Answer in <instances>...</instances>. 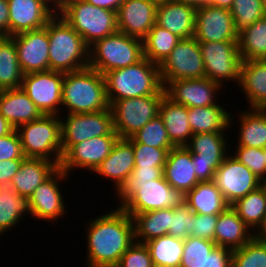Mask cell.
I'll return each mask as SVG.
<instances>
[{
	"label": "cell",
	"instance_id": "6da1fadb",
	"mask_svg": "<svg viewBox=\"0 0 266 267\" xmlns=\"http://www.w3.org/2000/svg\"><path fill=\"white\" fill-rule=\"evenodd\" d=\"M89 222L88 267H116L135 242L132 217L120 206Z\"/></svg>",
	"mask_w": 266,
	"mask_h": 267
},
{
	"label": "cell",
	"instance_id": "7a4b0ae2",
	"mask_svg": "<svg viewBox=\"0 0 266 267\" xmlns=\"http://www.w3.org/2000/svg\"><path fill=\"white\" fill-rule=\"evenodd\" d=\"M109 105L116 100L156 94L162 87L159 65L143 57L136 64L104 74Z\"/></svg>",
	"mask_w": 266,
	"mask_h": 267
},
{
	"label": "cell",
	"instance_id": "3957f363",
	"mask_svg": "<svg viewBox=\"0 0 266 267\" xmlns=\"http://www.w3.org/2000/svg\"><path fill=\"white\" fill-rule=\"evenodd\" d=\"M45 28L49 38V70L66 73L88 67L89 47L60 15L56 13Z\"/></svg>",
	"mask_w": 266,
	"mask_h": 267
},
{
	"label": "cell",
	"instance_id": "277c9868",
	"mask_svg": "<svg viewBox=\"0 0 266 267\" xmlns=\"http://www.w3.org/2000/svg\"><path fill=\"white\" fill-rule=\"evenodd\" d=\"M62 105L68 108L69 114L108 109L104 75L90 67L66 72L62 84Z\"/></svg>",
	"mask_w": 266,
	"mask_h": 267
},
{
	"label": "cell",
	"instance_id": "5b68a950",
	"mask_svg": "<svg viewBox=\"0 0 266 267\" xmlns=\"http://www.w3.org/2000/svg\"><path fill=\"white\" fill-rule=\"evenodd\" d=\"M117 193L122 200L120 207L127 214L172 208L181 204L185 197L173 189L163 176L146 183H136L129 176Z\"/></svg>",
	"mask_w": 266,
	"mask_h": 267
},
{
	"label": "cell",
	"instance_id": "8992f818",
	"mask_svg": "<svg viewBox=\"0 0 266 267\" xmlns=\"http://www.w3.org/2000/svg\"><path fill=\"white\" fill-rule=\"evenodd\" d=\"M59 11L89 48L96 41L118 31L117 12L94 6L85 0H63Z\"/></svg>",
	"mask_w": 266,
	"mask_h": 267
},
{
	"label": "cell",
	"instance_id": "52a82bcc",
	"mask_svg": "<svg viewBox=\"0 0 266 267\" xmlns=\"http://www.w3.org/2000/svg\"><path fill=\"white\" fill-rule=\"evenodd\" d=\"M61 120L58 115H42L16 129L26 158L47 159L60 167L63 158Z\"/></svg>",
	"mask_w": 266,
	"mask_h": 267
},
{
	"label": "cell",
	"instance_id": "ba28073f",
	"mask_svg": "<svg viewBox=\"0 0 266 267\" xmlns=\"http://www.w3.org/2000/svg\"><path fill=\"white\" fill-rule=\"evenodd\" d=\"M142 58L143 40L117 31L91 45L88 67L104 75L108 71L136 64Z\"/></svg>",
	"mask_w": 266,
	"mask_h": 267
},
{
	"label": "cell",
	"instance_id": "9c48e42d",
	"mask_svg": "<svg viewBox=\"0 0 266 267\" xmlns=\"http://www.w3.org/2000/svg\"><path fill=\"white\" fill-rule=\"evenodd\" d=\"M164 87L156 94L114 101L110 108L113 114L114 130L119 138H130L151 119L159 114Z\"/></svg>",
	"mask_w": 266,
	"mask_h": 267
},
{
	"label": "cell",
	"instance_id": "30bf717a",
	"mask_svg": "<svg viewBox=\"0 0 266 267\" xmlns=\"http://www.w3.org/2000/svg\"><path fill=\"white\" fill-rule=\"evenodd\" d=\"M61 121L62 155L74 144L93 137L118 135L114 130L113 114L108 109L92 113L68 114Z\"/></svg>",
	"mask_w": 266,
	"mask_h": 267
},
{
	"label": "cell",
	"instance_id": "8fae6325",
	"mask_svg": "<svg viewBox=\"0 0 266 267\" xmlns=\"http://www.w3.org/2000/svg\"><path fill=\"white\" fill-rule=\"evenodd\" d=\"M163 87L170 81L205 77V65L198 41L181 39L159 65Z\"/></svg>",
	"mask_w": 266,
	"mask_h": 267
},
{
	"label": "cell",
	"instance_id": "7c38bea8",
	"mask_svg": "<svg viewBox=\"0 0 266 267\" xmlns=\"http://www.w3.org/2000/svg\"><path fill=\"white\" fill-rule=\"evenodd\" d=\"M198 43L205 65L206 78L220 85L221 81L228 79L239 82L242 58L238 41Z\"/></svg>",
	"mask_w": 266,
	"mask_h": 267
},
{
	"label": "cell",
	"instance_id": "4fadbf2b",
	"mask_svg": "<svg viewBox=\"0 0 266 267\" xmlns=\"http://www.w3.org/2000/svg\"><path fill=\"white\" fill-rule=\"evenodd\" d=\"M190 139L186 148L192 154L198 181L213 180L215 171L227 156L224 132L196 133Z\"/></svg>",
	"mask_w": 266,
	"mask_h": 267
},
{
	"label": "cell",
	"instance_id": "5bb4252c",
	"mask_svg": "<svg viewBox=\"0 0 266 267\" xmlns=\"http://www.w3.org/2000/svg\"><path fill=\"white\" fill-rule=\"evenodd\" d=\"M64 72L44 71L23 75L21 89L43 115H57L62 104Z\"/></svg>",
	"mask_w": 266,
	"mask_h": 267
},
{
	"label": "cell",
	"instance_id": "9a60e30c",
	"mask_svg": "<svg viewBox=\"0 0 266 267\" xmlns=\"http://www.w3.org/2000/svg\"><path fill=\"white\" fill-rule=\"evenodd\" d=\"M229 156L227 153L215 171L213 181L231 206L238 199L261 186V180L234 156Z\"/></svg>",
	"mask_w": 266,
	"mask_h": 267
},
{
	"label": "cell",
	"instance_id": "2e32d148",
	"mask_svg": "<svg viewBox=\"0 0 266 267\" xmlns=\"http://www.w3.org/2000/svg\"><path fill=\"white\" fill-rule=\"evenodd\" d=\"M193 37L198 42L238 41L231 10L213 5L198 7Z\"/></svg>",
	"mask_w": 266,
	"mask_h": 267
},
{
	"label": "cell",
	"instance_id": "e0dca14e",
	"mask_svg": "<svg viewBox=\"0 0 266 267\" xmlns=\"http://www.w3.org/2000/svg\"><path fill=\"white\" fill-rule=\"evenodd\" d=\"M23 74L49 71V38L47 29L26 31L11 37Z\"/></svg>",
	"mask_w": 266,
	"mask_h": 267
},
{
	"label": "cell",
	"instance_id": "ac0fdd59",
	"mask_svg": "<svg viewBox=\"0 0 266 267\" xmlns=\"http://www.w3.org/2000/svg\"><path fill=\"white\" fill-rule=\"evenodd\" d=\"M118 138V135H105L74 144L63 155L60 168L66 174L75 167L95 171L110 154Z\"/></svg>",
	"mask_w": 266,
	"mask_h": 267
},
{
	"label": "cell",
	"instance_id": "d6986e66",
	"mask_svg": "<svg viewBox=\"0 0 266 267\" xmlns=\"http://www.w3.org/2000/svg\"><path fill=\"white\" fill-rule=\"evenodd\" d=\"M221 86L203 77L170 81L164 86V90L165 96L174 103L193 108L217 104L214 101L216 99L214 94Z\"/></svg>",
	"mask_w": 266,
	"mask_h": 267
},
{
	"label": "cell",
	"instance_id": "ffe728a7",
	"mask_svg": "<svg viewBox=\"0 0 266 267\" xmlns=\"http://www.w3.org/2000/svg\"><path fill=\"white\" fill-rule=\"evenodd\" d=\"M9 6V37L44 28L55 15L45 0H7ZM54 13V14H53Z\"/></svg>",
	"mask_w": 266,
	"mask_h": 267
},
{
	"label": "cell",
	"instance_id": "44dd1931",
	"mask_svg": "<svg viewBox=\"0 0 266 267\" xmlns=\"http://www.w3.org/2000/svg\"><path fill=\"white\" fill-rule=\"evenodd\" d=\"M153 0H124L117 11V28L128 36L144 39L156 23Z\"/></svg>",
	"mask_w": 266,
	"mask_h": 267
},
{
	"label": "cell",
	"instance_id": "7402d4cb",
	"mask_svg": "<svg viewBox=\"0 0 266 267\" xmlns=\"http://www.w3.org/2000/svg\"><path fill=\"white\" fill-rule=\"evenodd\" d=\"M66 177L67 174L59 167L33 191L28 199L29 213L33 217L51 221L65 214L64 201L57 179L64 180Z\"/></svg>",
	"mask_w": 266,
	"mask_h": 267
},
{
	"label": "cell",
	"instance_id": "603a6c76",
	"mask_svg": "<svg viewBox=\"0 0 266 267\" xmlns=\"http://www.w3.org/2000/svg\"><path fill=\"white\" fill-rule=\"evenodd\" d=\"M194 161L186 146L174 147L167 155L163 167V177L169 185L186 195L197 183Z\"/></svg>",
	"mask_w": 266,
	"mask_h": 267
},
{
	"label": "cell",
	"instance_id": "cb8c5ba5",
	"mask_svg": "<svg viewBox=\"0 0 266 267\" xmlns=\"http://www.w3.org/2000/svg\"><path fill=\"white\" fill-rule=\"evenodd\" d=\"M196 8L177 1L157 4L156 24L180 39L194 36Z\"/></svg>",
	"mask_w": 266,
	"mask_h": 267
},
{
	"label": "cell",
	"instance_id": "d4e9b609",
	"mask_svg": "<svg viewBox=\"0 0 266 267\" xmlns=\"http://www.w3.org/2000/svg\"><path fill=\"white\" fill-rule=\"evenodd\" d=\"M134 164L133 144L127 138H118L110 154L100 163L94 173L112 178L118 191L131 175Z\"/></svg>",
	"mask_w": 266,
	"mask_h": 267
},
{
	"label": "cell",
	"instance_id": "484cf974",
	"mask_svg": "<svg viewBox=\"0 0 266 267\" xmlns=\"http://www.w3.org/2000/svg\"><path fill=\"white\" fill-rule=\"evenodd\" d=\"M58 168L47 159L25 158L10 182L11 188L28 200L33 191Z\"/></svg>",
	"mask_w": 266,
	"mask_h": 267
},
{
	"label": "cell",
	"instance_id": "4316f807",
	"mask_svg": "<svg viewBox=\"0 0 266 267\" xmlns=\"http://www.w3.org/2000/svg\"><path fill=\"white\" fill-rule=\"evenodd\" d=\"M0 114L15 129L43 115L21 88L0 91Z\"/></svg>",
	"mask_w": 266,
	"mask_h": 267
},
{
	"label": "cell",
	"instance_id": "83f0119b",
	"mask_svg": "<svg viewBox=\"0 0 266 267\" xmlns=\"http://www.w3.org/2000/svg\"><path fill=\"white\" fill-rule=\"evenodd\" d=\"M249 231L250 228L238 216L237 212L229 206L218 215L214 242L217 246L233 251L241 248L254 237V234Z\"/></svg>",
	"mask_w": 266,
	"mask_h": 267
},
{
	"label": "cell",
	"instance_id": "f1b7e54d",
	"mask_svg": "<svg viewBox=\"0 0 266 267\" xmlns=\"http://www.w3.org/2000/svg\"><path fill=\"white\" fill-rule=\"evenodd\" d=\"M239 85L251 109H266V60L242 61Z\"/></svg>",
	"mask_w": 266,
	"mask_h": 267
},
{
	"label": "cell",
	"instance_id": "f546056e",
	"mask_svg": "<svg viewBox=\"0 0 266 267\" xmlns=\"http://www.w3.org/2000/svg\"><path fill=\"white\" fill-rule=\"evenodd\" d=\"M168 137L175 147L186 146L193 135L188 122V107L176 104L164 96L159 106Z\"/></svg>",
	"mask_w": 266,
	"mask_h": 267
},
{
	"label": "cell",
	"instance_id": "4dcf8cb0",
	"mask_svg": "<svg viewBox=\"0 0 266 267\" xmlns=\"http://www.w3.org/2000/svg\"><path fill=\"white\" fill-rule=\"evenodd\" d=\"M184 201L194 213L203 215H219L230 206L213 180L197 183Z\"/></svg>",
	"mask_w": 266,
	"mask_h": 267
},
{
	"label": "cell",
	"instance_id": "1f68e13d",
	"mask_svg": "<svg viewBox=\"0 0 266 267\" xmlns=\"http://www.w3.org/2000/svg\"><path fill=\"white\" fill-rule=\"evenodd\" d=\"M129 215L132 217L135 239L141 238L135 240L136 242L146 243L151 239L168 235L171 208Z\"/></svg>",
	"mask_w": 266,
	"mask_h": 267
},
{
	"label": "cell",
	"instance_id": "d6a6232c",
	"mask_svg": "<svg viewBox=\"0 0 266 267\" xmlns=\"http://www.w3.org/2000/svg\"><path fill=\"white\" fill-rule=\"evenodd\" d=\"M230 114L219 104L188 108V122L193 134L224 132L230 127Z\"/></svg>",
	"mask_w": 266,
	"mask_h": 267
},
{
	"label": "cell",
	"instance_id": "836d02e7",
	"mask_svg": "<svg viewBox=\"0 0 266 267\" xmlns=\"http://www.w3.org/2000/svg\"><path fill=\"white\" fill-rule=\"evenodd\" d=\"M23 75L16 44L11 37L5 36L0 41V91L21 88Z\"/></svg>",
	"mask_w": 266,
	"mask_h": 267
},
{
	"label": "cell",
	"instance_id": "e575fe53",
	"mask_svg": "<svg viewBox=\"0 0 266 267\" xmlns=\"http://www.w3.org/2000/svg\"><path fill=\"white\" fill-rule=\"evenodd\" d=\"M241 114L238 146L266 147V109L253 108Z\"/></svg>",
	"mask_w": 266,
	"mask_h": 267
},
{
	"label": "cell",
	"instance_id": "d590c367",
	"mask_svg": "<svg viewBox=\"0 0 266 267\" xmlns=\"http://www.w3.org/2000/svg\"><path fill=\"white\" fill-rule=\"evenodd\" d=\"M154 267H180L184 240L165 235L145 243Z\"/></svg>",
	"mask_w": 266,
	"mask_h": 267
},
{
	"label": "cell",
	"instance_id": "8d00e7d4",
	"mask_svg": "<svg viewBox=\"0 0 266 267\" xmlns=\"http://www.w3.org/2000/svg\"><path fill=\"white\" fill-rule=\"evenodd\" d=\"M29 212L28 200L15 192L10 184H0V235L18 224Z\"/></svg>",
	"mask_w": 266,
	"mask_h": 267
},
{
	"label": "cell",
	"instance_id": "74e56055",
	"mask_svg": "<svg viewBox=\"0 0 266 267\" xmlns=\"http://www.w3.org/2000/svg\"><path fill=\"white\" fill-rule=\"evenodd\" d=\"M238 46L242 61L266 59V16L238 34Z\"/></svg>",
	"mask_w": 266,
	"mask_h": 267
},
{
	"label": "cell",
	"instance_id": "f35d334b",
	"mask_svg": "<svg viewBox=\"0 0 266 267\" xmlns=\"http://www.w3.org/2000/svg\"><path fill=\"white\" fill-rule=\"evenodd\" d=\"M181 39L156 23L143 39V57L160 65Z\"/></svg>",
	"mask_w": 266,
	"mask_h": 267
},
{
	"label": "cell",
	"instance_id": "ab89813d",
	"mask_svg": "<svg viewBox=\"0 0 266 267\" xmlns=\"http://www.w3.org/2000/svg\"><path fill=\"white\" fill-rule=\"evenodd\" d=\"M231 207L248 227L258 228L266 215V192L259 186L245 197L238 199Z\"/></svg>",
	"mask_w": 266,
	"mask_h": 267
},
{
	"label": "cell",
	"instance_id": "60d3db41",
	"mask_svg": "<svg viewBox=\"0 0 266 267\" xmlns=\"http://www.w3.org/2000/svg\"><path fill=\"white\" fill-rule=\"evenodd\" d=\"M127 139L131 143H141L155 148L175 147L168 137L167 130L159 114Z\"/></svg>",
	"mask_w": 266,
	"mask_h": 267
},
{
	"label": "cell",
	"instance_id": "b9f144b4",
	"mask_svg": "<svg viewBox=\"0 0 266 267\" xmlns=\"http://www.w3.org/2000/svg\"><path fill=\"white\" fill-rule=\"evenodd\" d=\"M230 10L238 34L266 16L261 0H234Z\"/></svg>",
	"mask_w": 266,
	"mask_h": 267
},
{
	"label": "cell",
	"instance_id": "7bdbcfd3",
	"mask_svg": "<svg viewBox=\"0 0 266 267\" xmlns=\"http://www.w3.org/2000/svg\"><path fill=\"white\" fill-rule=\"evenodd\" d=\"M214 241L188 236L184 239L180 267H204L208 254L216 247Z\"/></svg>",
	"mask_w": 266,
	"mask_h": 267
},
{
	"label": "cell",
	"instance_id": "ee69618b",
	"mask_svg": "<svg viewBox=\"0 0 266 267\" xmlns=\"http://www.w3.org/2000/svg\"><path fill=\"white\" fill-rule=\"evenodd\" d=\"M231 267H266V243L253 237L241 248L233 250Z\"/></svg>",
	"mask_w": 266,
	"mask_h": 267
},
{
	"label": "cell",
	"instance_id": "f6af8a7d",
	"mask_svg": "<svg viewBox=\"0 0 266 267\" xmlns=\"http://www.w3.org/2000/svg\"><path fill=\"white\" fill-rule=\"evenodd\" d=\"M195 223V213L189 205L183 201L181 204L171 208V222L168 235L179 239L192 236V225Z\"/></svg>",
	"mask_w": 266,
	"mask_h": 267
},
{
	"label": "cell",
	"instance_id": "bcb514c9",
	"mask_svg": "<svg viewBox=\"0 0 266 267\" xmlns=\"http://www.w3.org/2000/svg\"><path fill=\"white\" fill-rule=\"evenodd\" d=\"M134 151V166L151 167L164 166L168 152L172 148H155L153 146L132 143Z\"/></svg>",
	"mask_w": 266,
	"mask_h": 267
},
{
	"label": "cell",
	"instance_id": "7dc6e473",
	"mask_svg": "<svg viewBox=\"0 0 266 267\" xmlns=\"http://www.w3.org/2000/svg\"><path fill=\"white\" fill-rule=\"evenodd\" d=\"M235 158L248 167L261 181L266 176L264 149L247 146H237Z\"/></svg>",
	"mask_w": 266,
	"mask_h": 267
},
{
	"label": "cell",
	"instance_id": "c3c4849f",
	"mask_svg": "<svg viewBox=\"0 0 266 267\" xmlns=\"http://www.w3.org/2000/svg\"><path fill=\"white\" fill-rule=\"evenodd\" d=\"M116 267H154L145 243L134 242L121 256Z\"/></svg>",
	"mask_w": 266,
	"mask_h": 267
},
{
	"label": "cell",
	"instance_id": "681fc988",
	"mask_svg": "<svg viewBox=\"0 0 266 267\" xmlns=\"http://www.w3.org/2000/svg\"><path fill=\"white\" fill-rule=\"evenodd\" d=\"M19 133L14 129L0 137V160L25 159Z\"/></svg>",
	"mask_w": 266,
	"mask_h": 267
},
{
	"label": "cell",
	"instance_id": "f907efd6",
	"mask_svg": "<svg viewBox=\"0 0 266 267\" xmlns=\"http://www.w3.org/2000/svg\"><path fill=\"white\" fill-rule=\"evenodd\" d=\"M218 215H203L195 213V223L192 225V236L214 241L215 227Z\"/></svg>",
	"mask_w": 266,
	"mask_h": 267
},
{
	"label": "cell",
	"instance_id": "816d5d0a",
	"mask_svg": "<svg viewBox=\"0 0 266 267\" xmlns=\"http://www.w3.org/2000/svg\"><path fill=\"white\" fill-rule=\"evenodd\" d=\"M231 249L216 246L210 254H208L204 267H231L232 266Z\"/></svg>",
	"mask_w": 266,
	"mask_h": 267
},
{
	"label": "cell",
	"instance_id": "f5cc1de1",
	"mask_svg": "<svg viewBox=\"0 0 266 267\" xmlns=\"http://www.w3.org/2000/svg\"><path fill=\"white\" fill-rule=\"evenodd\" d=\"M163 167L164 166H135L130 177L136 180V183L151 182V180L159 179L163 176Z\"/></svg>",
	"mask_w": 266,
	"mask_h": 267
},
{
	"label": "cell",
	"instance_id": "db71d44e",
	"mask_svg": "<svg viewBox=\"0 0 266 267\" xmlns=\"http://www.w3.org/2000/svg\"><path fill=\"white\" fill-rule=\"evenodd\" d=\"M24 159L0 160V184H10Z\"/></svg>",
	"mask_w": 266,
	"mask_h": 267
},
{
	"label": "cell",
	"instance_id": "11a10c76",
	"mask_svg": "<svg viewBox=\"0 0 266 267\" xmlns=\"http://www.w3.org/2000/svg\"><path fill=\"white\" fill-rule=\"evenodd\" d=\"M0 34L9 36V6L7 0H0Z\"/></svg>",
	"mask_w": 266,
	"mask_h": 267
},
{
	"label": "cell",
	"instance_id": "9f6ffc18",
	"mask_svg": "<svg viewBox=\"0 0 266 267\" xmlns=\"http://www.w3.org/2000/svg\"><path fill=\"white\" fill-rule=\"evenodd\" d=\"M85 1L94 6L117 12L124 0H85Z\"/></svg>",
	"mask_w": 266,
	"mask_h": 267
},
{
	"label": "cell",
	"instance_id": "6f0895ef",
	"mask_svg": "<svg viewBox=\"0 0 266 267\" xmlns=\"http://www.w3.org/2000/svg\"><path fill=\"white\" fill-rule=\"evenodd\" d=\"M15 128L0 114V137L10 134Z\"/></svg>",
	"mask_w": 266,
	"mask_h": 267
},
{
	"label": "cell",
	"instance_id": "680465c9",
	"mask_svg": "<svg viewBox=\"0 0 266 267\" xmlns=\"http://www.w3.org/2000/svg\"><path fill=\"white\" fill-rule=\"evenodd\" d=\"M256 230H259V232L258 233L253 232L254 238L260 242L266 243V215L263 218L262 223L260 224V226Z\"/></svg>",
	"mask_w": 266,
	"mask_h": 267
},
{
	"label": "cell",
	"instance_id": "91938a15",
	"mask_svg": "<svg viewBox=\"0 0 266 267\" xmlns=\"http://www.w3.org/2000/svg\"><path fill=\"white\" fill-rule=\"evenodd\" d=\"M176 1L180 3H184L186 5L193 6L197 9L198 7L211 5L212 0H176Z\"/></svg>",
	"mask_w": 266,
	"mask_h": 267
},
{
	"label": "cell",
	"instance_id": "94428289",
	"mask_svg": "<svg viewBox=\"0 0 266 267\" xmlns=\"http://www.w3.org/2000/svg\"><path fill=\"white\" fill-rule=\"evenodd\" d=\"M234 3V0H212L211 5L216 7L231 8Z\"/></svg>",
	"mask_w": 266,
	"mask_h": 267
},
{
	"label": "cell",
	"instance_id": "6125c7cd",
	"mask_svg": "<svg viewBox=\"0 0 266 267\" xmlns=\"http://www.w3.org/2000/svg\"><path fill=\"white\" fill-rule=\"evenodd\" d=\"M45 1H47V2H49V3H51V2H53L55 5V8L58 10L59 8H60V6L62 5V3H63V0H45Z\"/></svg>",
	"mask_w": 266,
	"mask_h": 267
},
{
	"label": "cell",
	"instance_id": "be15d7a7",
	"mask_svg": "<svg viewBox=\"0 0 266 267\" xmlns=\"http://www.w3.org/2000/svg\"><path fill=\"white\" fill-rule=\"evenodd\" d=\"M153 1L156 2L157 4H160V3H165V2H173L176 0H153Z\"/></svg>",
	"mask_w": 266,
	"mask_h": 267
},
{
	"label": "cell",
	"instance_id": "e7e4bbea",
	"mask_svg": "<svg viewBox=\"0 0 266 267\" xmlns=\"http://www.w3.org/2000/svg\"><path fill=\"white\" fill-rule=\"evenodd\" d=\"M261 186L264 188L266 192V179L265 178L261 181Z\"/></svg>",
	"mask_w": 266,
	"mask_h": 267
},
{
	"label": "cell",
	"instance_id": "03108f58",
	"mask_svg": "<svg viewBox=\"0 0 266 267\" xmlns=\"http://www.w3.org/2000/svg\"><path fill=\"white\" fill-rule=\"evenodd\" d=\"M261 1H262V4H263V7H264L265 14H266V0H261Z\"/></svg>",
	"mask_w": 266,
	"mask_h": 267
},
{
	"label": "cell",
	"instance_id": "003e7915",
	"mask_svg": "<svg viewBox=\"0 0 266 267\" xmlns=\"http://www.w3.org/2000/svg\"><path fill=\"white\" fill-rule=\"evenodd\" d=\"M264 159H265V160H264V161H265L264 163H265V165H266V147L264 148Z\"/></svg>",
	"mask_w": 266,
	"mask_h": 267
},
{
	"label": "cell",
	"instance_id": "a7ac6f4b",
	"mask_svg": "<svg viewBox=\"0 0 266 267\" xmlns=\"http://www.w3.org/2000/svg\"><path fill=\"white\" fill-rule=\"evenodd\" d=\"M5 36L0 34V41L4 38Z\"/></svg>",
	"mask_w": 266,
	"mask_h": 267
}]
</instances>
